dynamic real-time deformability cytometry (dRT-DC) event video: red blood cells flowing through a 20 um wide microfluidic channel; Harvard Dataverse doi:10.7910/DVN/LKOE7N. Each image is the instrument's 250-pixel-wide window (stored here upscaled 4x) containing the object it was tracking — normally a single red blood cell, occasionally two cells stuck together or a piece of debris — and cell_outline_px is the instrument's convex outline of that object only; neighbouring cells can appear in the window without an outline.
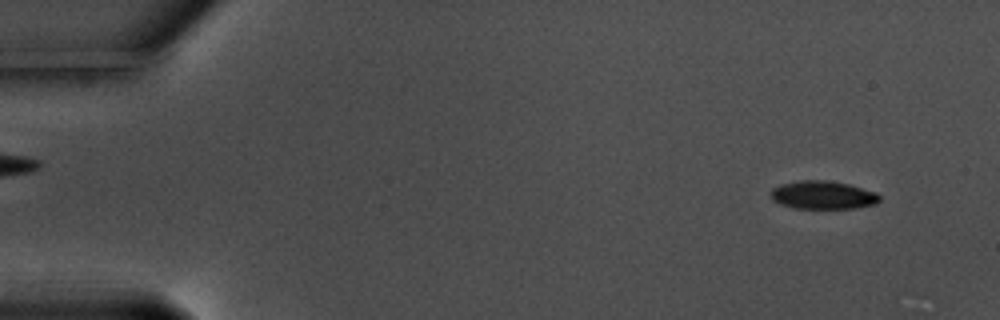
{"species": "common noctule bat (a hibernating species)", "species_latin": "Nyctalus noctula", "temperature_condition": "warm", "stored_images_in_passage": 57, "camera_frame_rate_fps": 3000, "um_per_image_px": 0.085, "animal": {"sex": "male", "body_mass_g": 17.5, "forearm_length_mm": 52.3}, "frame": {"image": 1, "passage_image": 4, "time_ms": 1.0, "image_size_px": [1000, 320], "cell_outline_px": [[880, 200], [876, 204], [856, 208], [792, 208], [780, 204], [772, 200], [772, 188], [780, 184], [800, 180], [828, 180], [848, 184], [876, 192], [880, 196]], "centroid_in_image_um": [69.95, 16.58], "position_along_channel_um": 15.1, "area_um2": 17.92}}
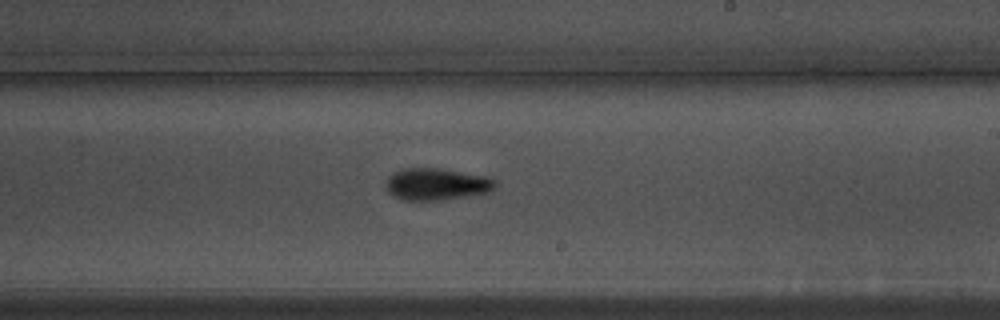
{"frame": {"image": 2, "passage_image": 34, "time_ms": 11.0, "image_size_px": [1000, 320], "cell_outline_px": [[496, 184], [488, 192], [432, 200], [404, 200], [388, 192], [384, 184], [388, 176], [392, 172], [400, 168], [436, 168], [484, 176], [496, 180]], "centroid_in_image_um": [37.0, 15.63], "position_along_channel_um": 252.0, "area_um2": 19.88}}
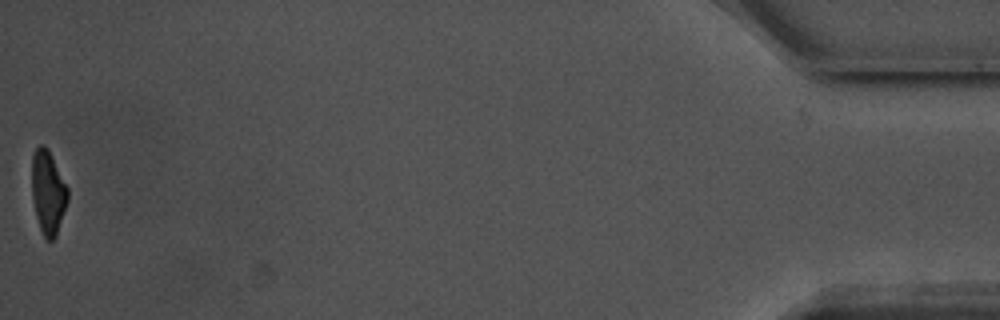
{"frame": {"image": 3, "passage_image": 57, "time_ms": 18.667, "image_size_px": [1000, 320], "cell_outline_px": [[68, 200], [56, 236], [52, 240], [48, 240], [44, 236], [40, 228], [36, 216], [32, 196], [32, 152], [40, 144], [44, 144], [48, 148], [68, 188]], "centroid_in_image_um": [4.08, 16.3], "position_along_channel_um": 431.1, "area_um2": 17.46}, "authors_computed_cell_mechanics": {"area_um2": 19.074, "velocity_mm_per_s": 3.5766, "shape_relaxation_time_tau1_ms": 2.8437, "shape_relaxation_time_tau2_ms": 3.0403, "deformation_change_tau1": 0.1502, "deformation_change_tau2": 0.1016}}